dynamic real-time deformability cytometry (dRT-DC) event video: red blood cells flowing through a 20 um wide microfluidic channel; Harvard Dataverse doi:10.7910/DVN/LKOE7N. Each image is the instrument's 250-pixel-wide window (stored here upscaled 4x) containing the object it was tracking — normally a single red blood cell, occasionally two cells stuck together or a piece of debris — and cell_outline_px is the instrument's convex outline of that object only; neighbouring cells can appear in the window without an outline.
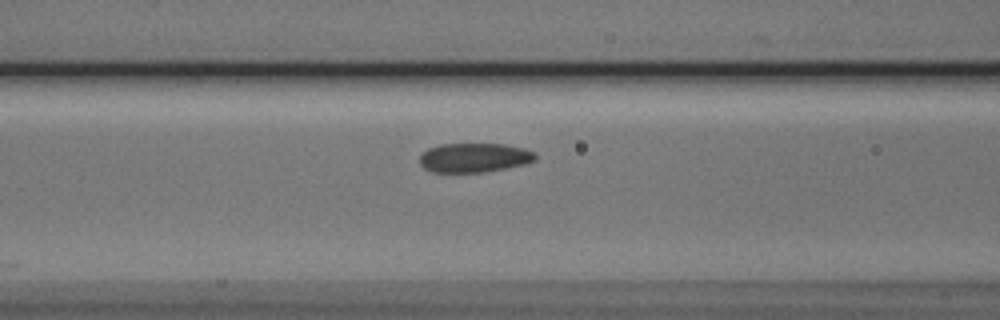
{"species": "Egyptian fruit bat (a non-hibernating species)", "species_latin": "Rousettus aegyptiacus", "temperature_condition": "cold", "stored_images_in_passage": 8, "camera_frame_rate_fps": 3000, "um_per_image_px": 0.085, "animal": {"sex": "male"}, "frame": {"image": 1, "passage_image": 8, "time_ms": 8.667, "image_size_px": [1000, 320], "cell_outline_px": [[536, 160], [524, 164], [484, 172], [432, 172], [424, 168], [420, 164], [420, 156], [428, 148], [440, 144], [504, 144], [524, 148], [536, 152]], "centroid_in_image_um": [40.32, 13.39], "position_along_channel_um": 126.3, "area_um2": 19.71}}